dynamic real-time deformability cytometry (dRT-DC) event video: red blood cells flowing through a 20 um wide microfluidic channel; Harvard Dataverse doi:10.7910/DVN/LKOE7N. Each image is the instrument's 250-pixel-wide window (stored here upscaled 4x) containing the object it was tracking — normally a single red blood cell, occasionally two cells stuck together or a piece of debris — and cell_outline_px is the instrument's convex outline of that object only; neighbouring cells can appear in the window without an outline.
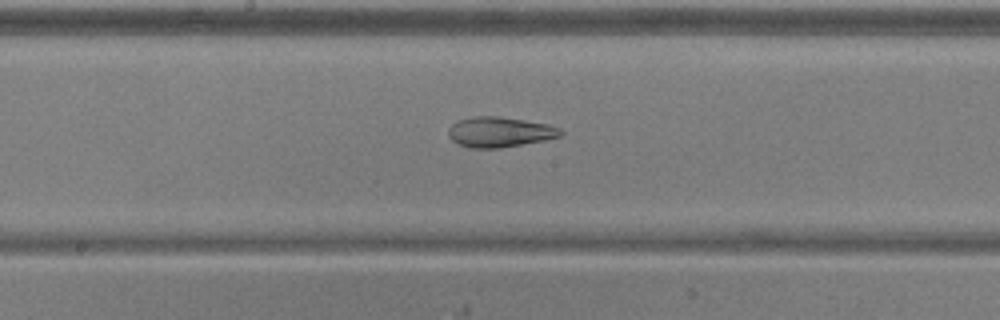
{"species": "common noctule bat (a hibernating species)", "species_latin": "Nyctalus noctula", "temperature_condition": "warm", "stored_images_in_passage": 44, "camera_frame_rate_fps": 3000, "um_per_image_px": 0.085, "animal": {"sex": "male", "body_mass_g": 20.5, "forearm_length_mm": 52.5}, "frame": {"image": 1, "passage_image": 19, "time_ms": 6.0, "image_size_px": [1000, 320], "cell_outline_px": [[564, 132], [560, 136], [544, 140], [500, 148], [472, 148], [460, 144], [452, 140], [448, 136], [448, 128], [452, 124], [460, 120], [472, 116], [500, 116], [548, 124], [560, 128]], "centroid_in_image_um": [42.47, 11.21], "position_along_channel_um": 205.7, "area_um2": 19.71}}
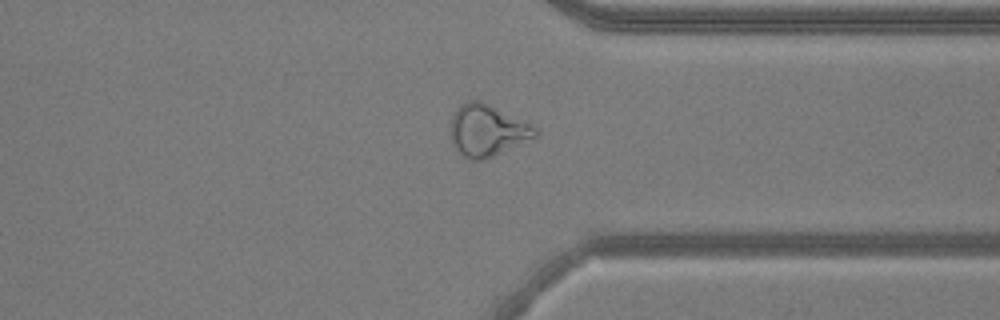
{"frame": {"image": 2, "passage_image": 32, "time_ms": 10.333, "image_size_px": [1000, 320], "cell_outline_px": [[536, 136], [484, 160], [472, 160], [464, 156], [452, 144], [452, 116], [456, 108], [460, 104], [468, 100], [480, 100], [532, 124], [536, 128]], "centroid_in_image_um": [41.39, 11.07], "position_along_channel_um": 370.0, "area_um2": 25.03}, "authors_computed_cell_mechanics": {"area_um2": 24.0448, "velocity_mm_per_s": 3.8491, "shape_relaxation_time_tau1_ms": null, "shape_relaxation_time_tau2_ms": 4.5421, "deformation_change_tau1": null, "deformation_change_tau2": 0.1383}}